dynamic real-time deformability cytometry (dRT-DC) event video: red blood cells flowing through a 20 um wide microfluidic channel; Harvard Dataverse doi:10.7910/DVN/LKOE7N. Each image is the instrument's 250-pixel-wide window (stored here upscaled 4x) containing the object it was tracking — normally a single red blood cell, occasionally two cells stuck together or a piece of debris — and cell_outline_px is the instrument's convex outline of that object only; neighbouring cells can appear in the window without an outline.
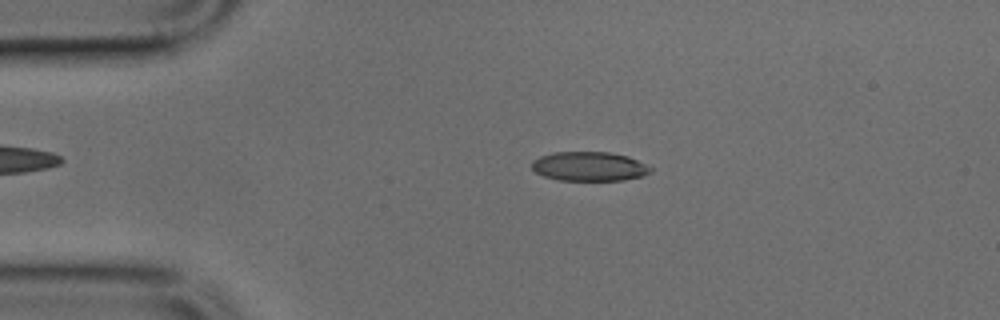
{"species": "common noctule bat (a hibernating species)", "species_latin": "Nyctalus noctula", "temperature_condition": "cold", "stored_images_in_passage": 47, "camera_frame_rate_fps": 3000, "um_per_image_px": 0.085, "animal": {"sex": "male", "body_mass_g": 17.9, "forearm_length_mm": 54.2}, "frame": {"image": 1, "passage_image": 8, "time_ms": 2.333, "image_size_px": [1000, 320], "cell_outline_px": [[652, 172], [644, 176], [624, 180], [560, 180], [544, 176], [536, 172], [532, 168], [532, 160], [540, 156], [552, 152], [608, 152], [628, 156], [652, 168]], "centroid_in_image_um": [50.09, 14.14], "position_along_channel_um": 34.9, "area_um2": 20.23}}
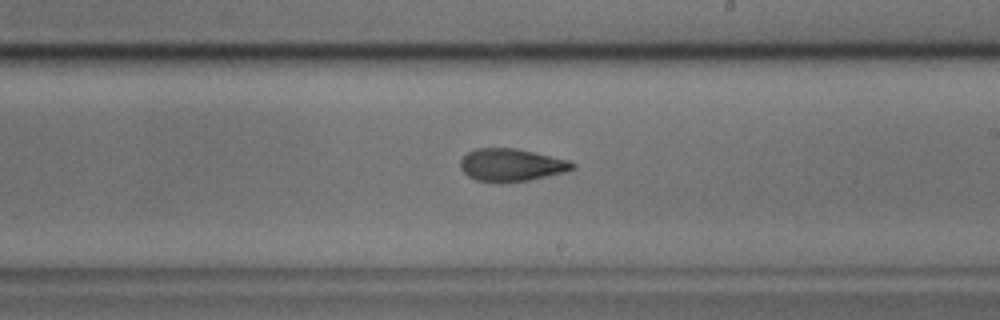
{"frame": {"image": 2, "passage_image": 26, "time_ms": 8.333, "image_size_px": [1000, 320], "cell_outline_px": [[576, 168], [564, 172], [528, 180], [476, 180], [468, 176], [460, 168], [460, 160], [468, 152], [476, 148], [516, 148], [568, 160], [576, 164]], "centroid_in_image_um": [43.47, 13.98], "position_along_channel_um": 245.5, "area_um2": 20.69}}
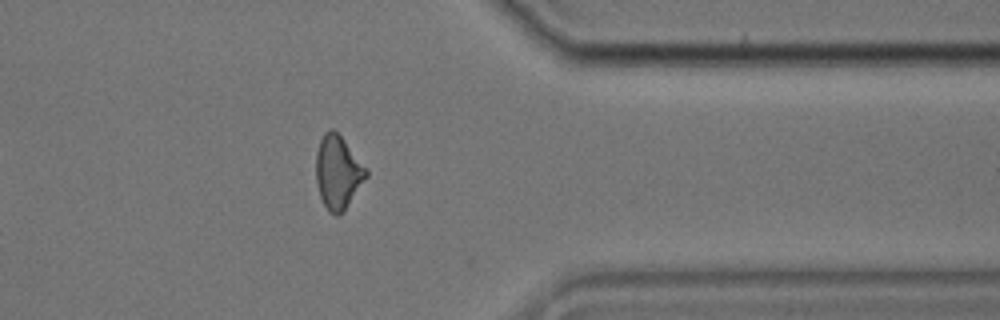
{"frame": {"image": 3, "passage_image": 37, "time_ms": 12.0, "image_size_px": [1000, 320], "cell_outline_px": [[368, 176], [344, 212], [340, 216], [336, 216], [328, 212], [320, 196], [316, 184], [316, 152], [320, 140], [324, 132], [328, 128], [332, 128], [340, 136], [368, 168]], "centroid_in_image_um": [28.73, 14.67], "position_along_channel_um": 382.7, "area_um2": 21.73}}